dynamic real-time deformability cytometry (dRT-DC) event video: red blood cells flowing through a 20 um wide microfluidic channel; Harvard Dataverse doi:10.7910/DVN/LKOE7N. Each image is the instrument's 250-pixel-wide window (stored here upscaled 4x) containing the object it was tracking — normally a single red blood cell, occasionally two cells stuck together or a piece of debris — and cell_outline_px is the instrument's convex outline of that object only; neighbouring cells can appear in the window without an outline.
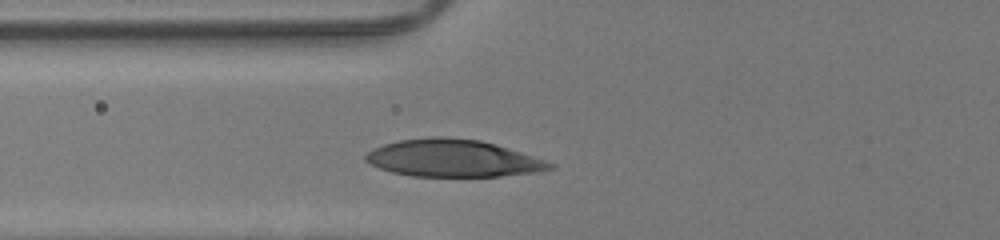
{"species": "human", "species_latin": "Homo sapiens", "temperature_condition": "room temperature", "stored_images_in_passage": 33, "camera_frame_rate_fps": 3000, "um_per_image_px": 0.085, "donor": {"sex": "male"}, "frame": {"image": 1, "passage_image": 10, "time_ms": 3.0, "image_size_px": [1000, 240], "cell_outline_px": [[556, 168], [536, 172], [500, 176], [412, 176], [392, 172], [380, 168], [364, 160], [364, 156], [372, 148], [384, 144], [400, 140], [432, 136], [444, 136], [480, 140], [496, 144], [556, 164]], "centroid_in_image_um": [38.5, 13.44], "position_along_channel_um": 87.3, "area_um2": 39.94}}
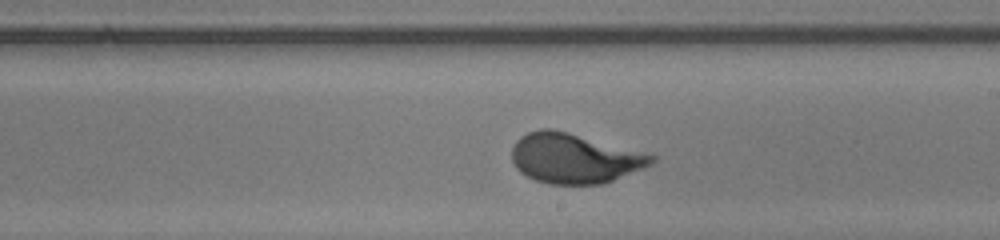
{"frame": {"image": 2, "passage_image": 21, "time_ms": 6.667, "image_size_px": [1000, 240], "cell_outline_px": [[656, 160], [652, 164], [644, 168], [612, 180], [600, 184], [548, 184], [536, 180], [520, 172], [516, 168], [512, 160], [512, 148], [516, 140], [520, 136], [528, 132], [540, 128], [552, 128], [568, 132], [656, 156]], "centroid_in_image_um": [48.78, 13.45], "position_along_channel_um": 240.2, "area_um2": 40.34}}
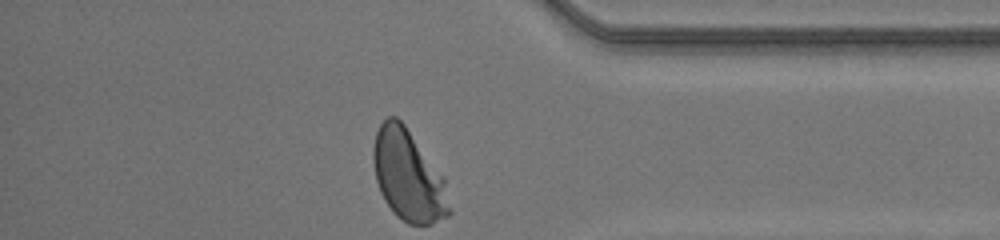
{"frame": {"image": 3, "passage_image": 33, "time_ms": 10.667, "image_size_px": [1000, 240], "cell_outline_px": [[452, 212], [448, 216], [432, 224], [408, 224], [396, 216], [384, 200], [380, 192], [376, 180], [372, 160], [372, 148], [376, 132], [380, 124], [388, 116], [396, 116], [404, 124], [444, 176], [452, 208]], "centroid_in_image_um": [34.71, 14.94], "position_along_channel_um": 400.5, "area_um2": 40.75}, "authors_computed_cell_mechanics": {"area_um2": 39.8242, "velocity_mm_per_s": 4.191, "shape_relaxation_time_tau1_ms": 2.8243, "shape_relaxation_time_tau2_ms": null, "deformation_change_tau1": 0.1834, "deformation_change_tau2": null}}